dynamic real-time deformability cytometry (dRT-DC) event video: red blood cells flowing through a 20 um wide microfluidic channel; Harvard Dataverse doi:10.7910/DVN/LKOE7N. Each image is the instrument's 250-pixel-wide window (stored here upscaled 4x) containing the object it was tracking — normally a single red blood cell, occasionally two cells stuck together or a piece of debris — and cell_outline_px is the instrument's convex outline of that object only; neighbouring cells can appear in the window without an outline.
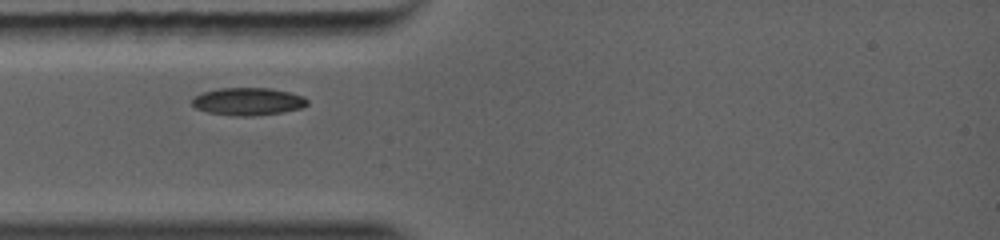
{"species": "common noctule bat (a hibernating species)", "species_latin": "Nyctalus noctula", "temperature_condition": "warm", "stored_images_in_passage": 5, "camera_frame_rate_fps": 5000, "um_per_image_px": 0.085, "animal": {"sex": "female", "body_mass_g": 19.0, "forearm_length_mm": 56.7}, "frame": {"image": 1, "passage_image": 1, "time_ms": 0.0, "image_size_px": [1000, 240], "cell_outline_px": [[308, 104], [300, 108], [280, 112], [208, 112], [196, 108], [192, 104], [192, 96], [204, 92], [220, 88], [272, 88], [304, 96], [308, 100]], "centroid_in_image_um": [21.09, 8.54], "position_along_channel_um": 63.9, "area_um2": 17.17}}